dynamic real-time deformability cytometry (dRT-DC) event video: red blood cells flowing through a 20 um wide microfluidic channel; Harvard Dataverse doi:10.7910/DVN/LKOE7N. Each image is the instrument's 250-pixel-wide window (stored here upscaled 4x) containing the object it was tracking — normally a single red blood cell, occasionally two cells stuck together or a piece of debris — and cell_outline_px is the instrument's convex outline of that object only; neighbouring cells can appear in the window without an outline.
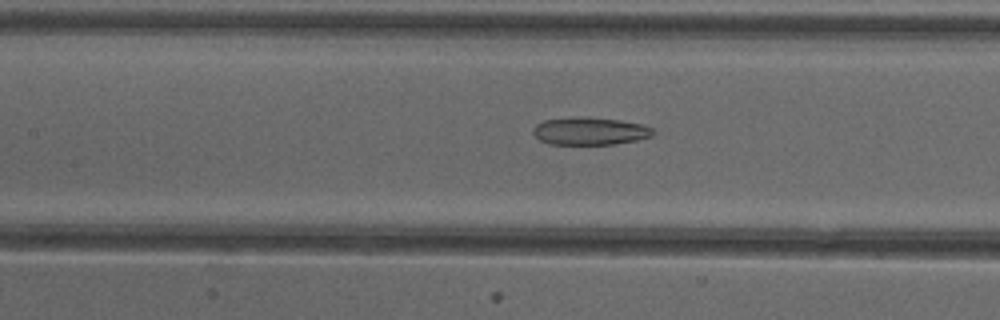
{"species": "common noctule bat (a hibernating species)", "species_latin": "Nyctalus noctula", "temperature_condition": "cold", "stored_images_in_passage": 46, "camera_frame_rate_fps": 3000, "um_per_image_px": 0.085, "animal": {"sex": "female"}, "frame": {"image": 1, "passage_image": 23, "time_ms": 7.333, "image_size_px": [1000, 320], "cell_outline_px": [[656, 132], [652, 136], [636, 140], [616, 144], [548, 144], [540, 140], [532, 132], [532, 128], [536, 124], [544, 120], [620, 120], [640, 124], [652, 128]], "centroid_in_image_um": [50.17, 11.2], "position_along_channel_um": 157.2, "area_um2": 18.26}}
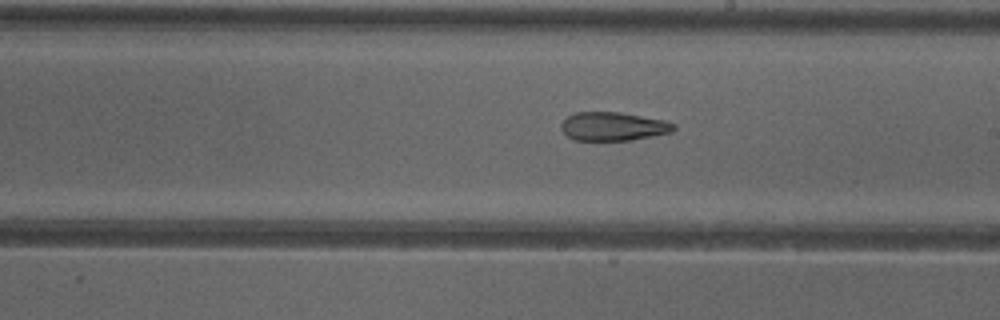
{"frame": {"image": 2, "passage_image": 29, "time_ms": 9.333, "image_size_px": [1000, 320], "cell_outline_px": [[676, 128], [672, 132], [632, 140], [576, 140], [568, 136], [560, 128], [560, 124], [568, 116], [576, 112], [620, 112], [664, 120], [676, 124]], "centroid_in_image_um": [52.14, 10.74], "position_along_channel_um": 236.9, "area_um2": 18.73}}
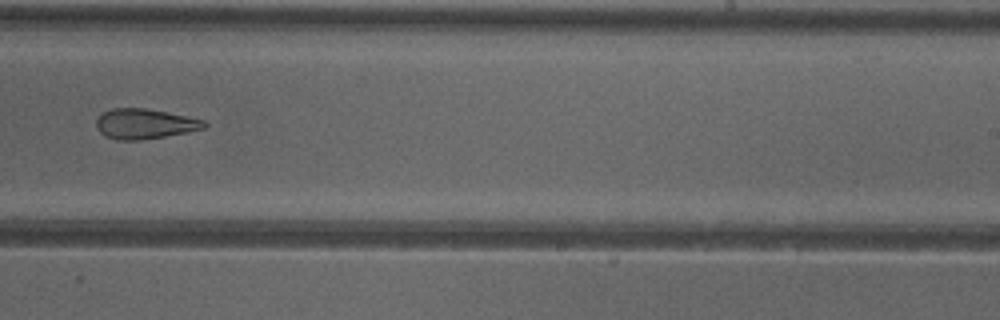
{"frame": {"image": 3, "passage_image": 32, "time_ms": 10.333, "image_size_px": [1000, 320], "cell_outline_px": [[208, 124], [204, 128], [188, 132], [140, 140], [116, 140], [104, 136], [96, 128], [96, 120], [104, 112], [112, 108], [144, 108], [168, 112], [188, 116], [204, 120]], "centroid_in_image_um": [12.3, 10.53], "position_along_channel_um": 276.7, "area_um2": 18.96}}